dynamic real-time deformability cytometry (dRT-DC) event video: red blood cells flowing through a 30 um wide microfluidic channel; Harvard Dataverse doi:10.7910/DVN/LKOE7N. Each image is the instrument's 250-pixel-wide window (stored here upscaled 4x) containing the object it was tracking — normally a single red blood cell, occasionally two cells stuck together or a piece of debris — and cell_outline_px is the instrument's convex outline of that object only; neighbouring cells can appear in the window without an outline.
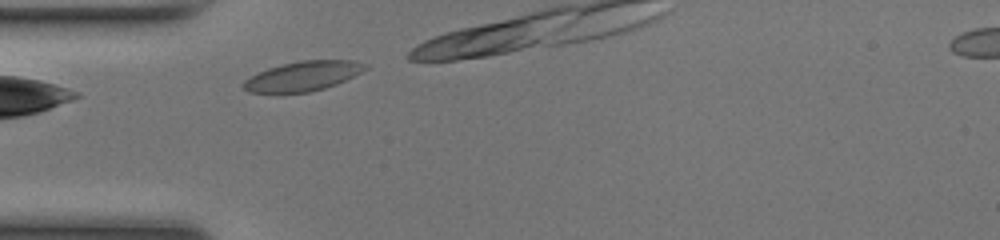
{"species": "common noctule bat (a hibernating species)", "species_latin": "Nyctalus noctula", "temperature_condition": "room temperature", "stored_images_in_passage": 5, "camera_frame_rate_fps": 3000, "um_per_image_px": 0.085, "animal": {"sex": "female", "body_mass_g": 17.0, "forearm_length_mm": 48.0}, "frame": {"image": 1, "passage_image": 1, "time_ms": 0.0, "image_size_px": [1000, 240], "cell_outline_px": [[368, 68], [336, 84], [324, 88], [308, 92], [248, 92], [244, 88], [244, 80], [256, 72], [268, 68], [300, 60], [352, 60], [368, 64]], "centroid_in_image_um": [25.75, 6.45], "position_along_channel_um": 59.2, "area_um2": 20.75}}